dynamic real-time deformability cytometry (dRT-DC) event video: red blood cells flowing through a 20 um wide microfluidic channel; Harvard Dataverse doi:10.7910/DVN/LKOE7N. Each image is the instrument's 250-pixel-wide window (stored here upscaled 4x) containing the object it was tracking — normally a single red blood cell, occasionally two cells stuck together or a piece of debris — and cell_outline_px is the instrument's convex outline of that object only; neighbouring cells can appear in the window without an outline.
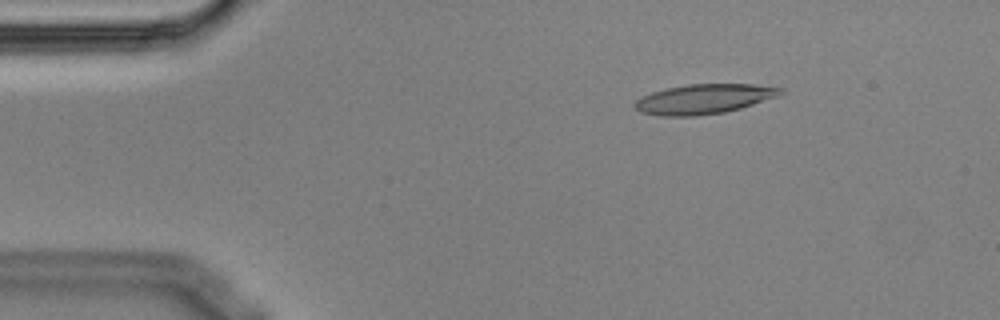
{"species": "Egyptian fruit bat (a non-hibernating species)", "species_latin": "Rousettus aegyptiacus", "temperature_condition": "cold", "stored_images_in_passage": 4, "camera_frame_rate_fps": 3000, "um_per_image_px": 0.085, "animal": {"sex": "male"}, "frame": {"image": 1, "passage_image": 2, "time_ms": 0.333, "image_size_px": [1000, 320], "cell_outline_px": [[784, 92], [780, 96], [740, 108], [724, 112], [696, 116], [660, 116], [640, 112], [632, 104], [636, 100], [652, 92], [668, 88], [688, 84], [752, 84], [784, 88]], "centroid_in_image_um": [59.86, 8.42], "position_along_channel_um": 25.1, "area_um2": 25.26}}